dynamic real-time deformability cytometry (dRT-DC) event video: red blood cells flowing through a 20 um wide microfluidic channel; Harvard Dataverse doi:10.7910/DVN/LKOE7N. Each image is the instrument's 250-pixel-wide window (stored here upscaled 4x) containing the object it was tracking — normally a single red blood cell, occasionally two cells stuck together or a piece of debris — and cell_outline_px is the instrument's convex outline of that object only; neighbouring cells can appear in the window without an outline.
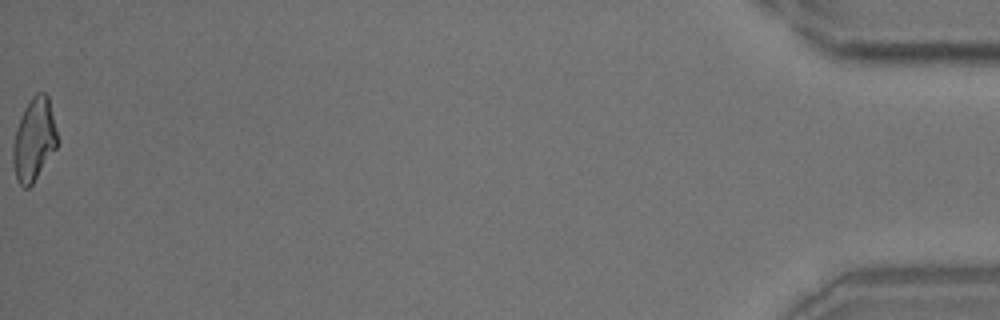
{"species": "common noctule bat (a hibernating species)", "species_latin": "Nyctalus noctula", "temperature_condition": "room temperature", "stored_images_in_passage": 16, "camera_frame_rate_fps": 3000, "um_per_image_px": 0.085, "animal": {"sex": "male", "body_mass_g": 18.8}, "frame": {"image": 1, "passage_image": 16, "time_ms": 18.0, "image_size_px": [1000, 320], "cell_outline_px": [[56, 148], [32, 184], [28, 188], [24, 188], [16, 180], [12, 160], [12, 144], [16, 128], [24, 108], [32, 96], [36, 92], [44, 92], [48, 96], [56, 128]], "centroid_in_image_um": [2.86, 11.86], "position_along_channel_um": 432.3, "area_um2": 21.27}}